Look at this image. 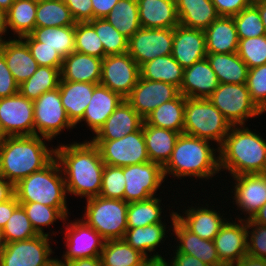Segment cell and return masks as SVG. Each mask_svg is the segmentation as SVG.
<instances>
[{"mask_svg": "<svg viewBox=\"0 0 266 266\" xmlns=\"http://www.w3.org/2000/svg\"><path fill=\"white\" fill-rule=\"evenodd\" d=\"M56 145L55 158L61 166L67 194L85 200L99 196L105 164L98 147L87 139Z\"/></svg>", "mask_w": 266, "mask_h": 266, "instance_id": "1", "label": "cell"}, {"mask_svg": "<svg viewBox=\"0 0 266 266\" xmlns=\"http://www.w3.org/2000/svg\"><path fill=\"white\" fill-rule=\"evenodd\" d=\"M46 142L51 140L38 135L6 136L0 146V176L15 186L46 167L55 158V147Z\"/></svg>", "mask_w": 266, "mask_h": 266, "instance_id": "2", "label": "cell"}, {"mask_svg": "<svg viewBox=\"0 0 266 266\" xmlns=\"http://www.w3.org/2000/svg\"><path fill=\"white\" fill-rule=\"evenodd\" d=\"M247 125H232L219 147L220 172L232 176L266 173V139Z\"/></svg>", "mask_w": 266, "mask_h": 266, "instance_id": "3", "label": "cell"}, {"mask_svg": "<svg viewBox=\"0 0 266 266\" xmlns=\"http://www.w3.org/2000/svg\"><path fill=\"white\" fill-rule=\"evenodd\" d=\"M216 147L211 141L181 133L168 162L163 166L165 180L169 175L179 180L194 177L209 182L214 176H219L216 174L221 176L219 148Z\"/></svg>", "mask_w": 266, "mask_h": 266, "instance_id": "4", "label": "cell"}, {"mask_svg": "<svg viewBox=\"0 0 266 266\" xmlns=\"http://www.w3.org/2000/svg\"><path fill=\"white\" fill-rule=\"evenodd\" d=\"M18 202H37L56 208H68L67 191L61 166L54 158L46 167L20 180L14 186Z\"/></svg>", "mask_w": 266, "mask_h": 266, "instance_id": "5", "label": "cell"}, {"mask_svg": "<svg viewBox=\"0 0 266 266\" xmlns=\"http://www.w3.org/2000/svg\"><path fill=\"white\" fill-rule=\"evenodd\" d=\"M231 127L208 98H186L183 133L211 141L219 148Z\"/></svg>", "mask_w": 266, "mask_h": 266, "instance_id": "6", "label": "cell"}, {"mask_svg": "<svg viewBox=\"0 0 266 266\" xmlns=\"http://www.w3.org/2000/svg\"><path fill=\"white\" fill-rule=\"evenodd\" d=\"M82 220L105 240L123 239L127 227L128 202L101 196L86 199Z\"/></svg>", "mask_w": 266, "mask_h": 266, "instance_id": "7", "label": "cell"}, {"mask_svg": "<svg viewBox=\"0 0 266 266\" xmlns=\"http://www.w3.org/2000/svg\"><path fill=\"white\" fill-rule=\"evenodd\" d=\"M208 99L231 125H246L248 119L263 115L251 100L246 83H220Z\"/></svg>", "mask_w": 266, "mask_h": 266, "instance_id": "8", "label": "cell"}, {"mask_svg": "<svg viewBox=\"0 0 266 266\" xmlns=\"http://www.w3.org/2000/svg\"><path fill=\"white\" fill-rule=\"evenodd\" d=\"M34 135L43 136L51 141L64 130L75 129L61 102L59 87L43 93L33 101Z\"/></svg>", "mask_w": 266, "mask_h": 266, "instance_id": "9", "label": "cell"}, {"mask_svg": "<svg viewBox=\"0 0 266 266\" xmlns=\"http://www.w3.org/2000/svg\"><path fill=\"white\" fill-rule=\"evenodd\" d=\"M99 151L105 165L125 167L149 162L143 127L117 140H90Z\"/></svg>", "mask_w": 266, "mask_h": 266, "instance_id": "10", "label": "cell"}, {"mask_svg": "<svg viewBox=\"0 0 266 266\" xmlns=\"http://www.w3.org/2000/svg\"><path fill=\"white\" fill-rule=\"evenodd\" d=\"M66 221L63 224L66 249L61 260L67 263L71 260L100 256L106 240L81 218L72 221L67 217Z\"/></svg>", "mask_w": 266, "mask_h": 266, "instance_id": "11", "label": "cell"}, {"mask_svg": "<svg viewBox=\"0 0 266 266\" xmlns=\"http://www.w3.org/2000/svg\"><path fill=\"white\" fill-rule=\"evenodd\" d=\"M125 202L144 201L158 196L165 183L163 167L155 162H144L124 167Z\"/></svg>", "mask_w": 266, "mask_h": 266, "instance_id": "12", "label": "cell"}, {"mask_svg": "<svg viewBox=\"0 0 266 266\" xmlns=\"http://www.w3.org/2000/svg\"><path fill=\"white\" fill-rule=\"evenodd\" d=\"M174 28H140L128 39V53L141 67L159 56L172 54Z\"/></svg>", "mask_w": 266, "mask_h": 266, "instance_id": "13", "label": "cell"}, {"mask_svg": "<svg viewBox=\"0 0 266 266\" xmlns=\"http://www.w3.org/2000/svg\"><path fill=\"white\" fill-rule=\"evenodd\" d=\"M53 237L39 234L28 240L6 243L0 266H46L54 257Z\"/></svg>", "mask_w": 266, "mask_h": 266, "instance_id": "14", "label": "cell"}, {"mask_svg": "<svg viewBox=\"0 0 266 266\" xmlns=\"http://www.w3.org/2000/svg\"><path fill=\"white\" fill-rule=\"evenodd\" d=\"M233 181L230 182L232 188L229 197L233 200L234 207L244 214V218L239 214L234 219L248 220L266 203V173L265 174H242L230 177Z\"/></svg>", "mask_w": 266, "mask_h": 266, "instance_id": "15", "label": "cell"}, {"mask_svg": "<svg viewBox=\"0 0 266 266\" xmlns=\"http://www.w3.org/2000/svg\"><path fill=\"white\" fill-rule=\"evenodd\" d=\"M140 77V67L129 53L107 55L102 60L100 85L120 94L124 99Z\"/></svg>", "mask_w": 266, "mask_h": 266, "instance_id": "16", "label": "cell"}, {"mask_svg": "<svg viewBox=\"0 0 266 266\" xmlns=\"http://www.w3.org/2000/svg\"><path fill=\"white\" fill-rule=\"evenodd\" d=\"M34 105L19 92L0 98V127L6 136L34 135Z\"/></svg>", "mask_w": 266, "mask_h": 266, "instance_id": "17", "label": "cell"}, {"mask_svg": "<svg viewBox=\"0 0 266 266\" xmlns=\"http://www.w3.org/2000/svg\"><path fill=\"white\" fill-rule=\"evenodd\" d=\"M179 88L162 81L139 77L137 84L125 100L143 118L165 102L175 99Z\"/></svg>", "mask_w": 266, "mask_h": 266, "instance_id": "18", "label": "cell"}, {"mask_svg": "<svg viewBox=\"0 0 266 266\" xmlns=\"http://www.w3.org/2000/svg\"><path fill=\"white\" fill-rule=\"evenodd\" d=\"M199 204L197 206H193L192 203L190 207L187 206V208L186 206H184L185 209L183 208L182 211L180 210V212H182L181 214L180 212L178 213L179 207H177L178 210L176 211V218L189 231L195 233L200 238L213 241L215 236L220 231V228L228 220V218L224 216L226 213H223L225 212L223 210L225 205H223V208L220 209V207L218 206L215 207L214 205H209L208 201L207 203H205V205L201 203ZM212 207H215L217 209L215 210V208Z\"/></svg>", "mask_w": 266, "mask_h": 266, "instance_id": "19", "label": "cell"}, {"mask_svg": "<svg viewBox=\"0 0 266 266\" xmlns=\"http://www.w3.org/2000/svg\"><path fill=\"white\" fill-rule=\"evenodd\" d=\"M231 216L213 239L224 266H231L247 254V220H232Z\"/></svg>", "mask_w": 266, "mask_h": 266, "instance_id": "20", "label": "cell"}, {"mask_svg": "<svg viewBox=\"0 0 266 266\" xmlns=\"http://www.w3.org/2000/svg\"><path fill=\"white\" fill-rule=\"evenodd\" d=\"M173 58L185 69L207 56L204 30L177 25L174 28Z\"/></svg>", "mask_w": 266, "mask_h": 266, "instance_id": "21", "label": "cell"}, {"mask_svg": "<svg viewBox=\"0 0 266 266\" xmlns=\"http://www.w3.org/2000/svg\"><path fill=\"white\" fill-rule=\"evenodd\" d=\"M171 231L177 244L172 247L178 252L194 256L209 266H224L218 258V252L212 240L200 238L189 231L177 218L172 222Z\"/></svg>", "mask_w": 266, "mask_h": 266, "instance_id": "22", "label": "cell"}, {"mask_svg": "<svg viewBox=\"0 0 266 266\" xmlns=\"http://www.w3.org/2000/svg\"><path fill=\"white\" fill-rule=\"evenodd\" d=\"M170 209L171 208L168 209V213L170 215H167V217H170V226H168L167 223H158L144 227L128 228L125 232L123 240L127 244L131 245L134 249L140 251L146 257L162 256L161 253L163 251H160V254H158L159 251L156 250L158 247L161 249V244H165L164 242L167 240L166 238L169 237L166 235V233L170 234L168 232H171L170 228H172V222L176 218V212H174L176 210H171L170 212ZM167 228L168 230L166 231Z\"/></svg>", "mask_w": 266, "mask_h": 266, "instance_id": "23", "label": "cell"}, {"mask_svg": "<svg viewBox=\"0 0 266 266\" xmlns=\"http://www.w3.org/2000/svg\"><path fill=\"white\" fill-rule=\"evenodd\" d=\"M144 119L124 99L89 140H117L139 130Z\"/></svg>", "mask_w": 266, "mask_h": 266, "instance_id": "24", "label": "cell"}, {"mask_svg": "<svg viewBox=\"0 0 266 266\" xmlns=\"http://www.w3.org/2000/svg\"><path fill=\"white\" fill-rule=\"evenodd\" d=\"M123 100L120 94L98 84L93 90L83 118L75 125V128L80 123L82 127L84 121L87 128L89 127L88 130H91L94 135Z\"/></svg>", "mask_w": 266, "mask_h": 266, "instance_id": "25", "label": "cell"}, {"mask_svg": "<svg viewBox=\"0 0 266 266\" xmlns=\"http://www.w3.org/2000/svg\"><path fill=\"white\" fill-rule=\"evenodd\" d=\"M219 84L217 75L205 58L184 69L179 91L186 98H208Z\"/></svg>", "mask_w": 266, "mask_h": 266, "instance_id": "26", "label": "cell"}, {"mask_svg": "<svg viewBox=\"0 0 266 266\" xmlns=\"http://www.w3.org/2000/svg\"><path fill=\"white\" fill-rule=\"evenodd\" d=\"M8 38L0 44V50L3 52L11 74L20 85L35 73L39 65L32 57L28 45L22 38H12V36Z\"/></svg>", "mask_w": 266, "mask_h": 266, "instance_id": "27", "label": "cell"}, {"mask_svg": "<svg viewBox=\"0 0 266 266\" xmlns=\"http://www.w3.org/2000/svg\"><path fill=\"white\" fill-rule=\"evenodd\" d=\"M101 58L74 51L63 58L60 81L99 84L102 69Z\"/></svg>", "mask_w": 266, "mask_h": 266, "instance_id": "28", "label": "cell"}, {"mask_svg": "<svg viewBox=\"0 0 266 266\" xmlns=\"http://www.w3.org/2000/svg\"><path fill=\"white\" fill-rule=\"evenodd\" d=\"M142 28H175L179 25L176 0H137Z\"/></svg>", "mask_w": 266, "mask_h": 266, "instance_id": "29", "label": "cell"}, {"mask_svg": "<svg viewBox=\"0 0 266 266\" xmlns=\"http://www.w3.org/2000/svg\"><path fill=\"white\" fill-rule=\"evenodd\" d=\"M97 85L85 82H59L58 87L62 105L74 125L83 118L93 95V90Z\"/></svg>", "mask_w": 266, "mask_h": 266, "instance_id": "30", "label": "cell"}, {"mask_svg": "<svg viewBox=\"0 0 266 266\" xmlns=\"http://www.w3.org/2000/svg\"><path fill=\"white\" fill-rule=\"evenodd\" d=\"M207 53H235L238 35L233 17L219 16L204 30Z\"/></svg>", "mask_w": 266, "mask_h": 266, "instance_id": "31", "label": "cell"}, {"mask_svg": "<svg viewBox=\"0 0 266 266\" xmlns=\"http://www.w3.org/2000/svg\"><path fill=\"white\" fill-rule=\"evenodd\" d=\"M179 24L205 30L219 14L211 0H176Z\"/></svg>", "mask_w": 266, "mask_h": 266, "instance_id": "32", "label": "cell"}, {"mask_svg": "<svg viewBox=\"0 0 266 266\" xmlns=\"http://www.w3.org/2000/svg\"><path fill=\"white\" fill-rule=\"evenodd\" d=\"M142 127L149 160L163 167L168 162L180 133L145 123Z\"/></svg>", "mask_w": 266, "mask_h": 266, "instance_id": "33", "label": "cell"}, {"mask_svg": "<svg viewBox=\"0 0 266 266\" xmlns=\"http://www.w3.org/2000/svg\"><path fill=\"white\" fill-rule=\"evenodd\" d=\"M206 58L217 75L219 83H246L249 68L237 52L207 53Z\"/></svg>", "mask_w": 266, "mask_h": 266, "instance_id": "34", "label": "cell"}, {"mask_svg": "<svg viewBox=\"0 0 266 266\" xmlns=\"http://www.w3.org/2000/svg\"><path fill=\"white\" fill-rule=\"evenodd\" d=\"M186 97L181 93L173 100L163 103L149 113L144 123L157 128L183 133Z\"/></svg>", "mask_w": 266, "mask_h": 266, "instance_id": "35", "label": "cell"}, {"mask_svg": "<svg viewBox=\"0 0 266 266\" xmlns=\"http://www.w3.org/2000/svg\"><path fill=\"white\" fill-rule=\"evenodd\" d=\"M29 35L40 46L56 50L63 58L75 51V26L35 27Z\"/></svg>", "mask_w": 266, "mask_h": 266, "instance_id": "36", "label": "cell"}, {"mask_svg": "<svg viewBox=\"0 0 266 266\" xmlns=\"http://www.w3.org/2000/svg\"><path fill=\"white\" fill-rule=\"evenodd\" d=\"M184 68L172 54L159 56L140 67V77L152 81H162L180 89L183 82Z\"/></svg>", "mask_w": 266, "mask_h": 266, "instance_id": "37", "label": "cell"}, {"mask_svg": "<svg viewBox=\"0 0 266 266\" xmlns=\"http://www.w3.org/2000/svg\"><path fill=\"white\" fill-rule=\"evenodd\" d=\"M36 12L37 0H14L7 11V26L13 38H22L34 30Z\"/></svg>", "mask_w": 266, "mask_h": 266, "instance_id": "38", "label": "cell"}, {"mask_svg": "<svg viewBox=\"0 0 266 266\" xmlns=\"http://www.w3.org/2000/svg\"><path fill=\"white\" fill-rule=\"evenodd\" d=\"M162 197H152L144 201H135L128 203L127 209V227L138 228L147 225L166 223L162 216L165 210L161 205ZM163 208V209H162ZM163 212V214H162ZM164 219V221H163Z\"/></svg>", "mask_w": 266, "mask_h": 266, "instance_id": "39", "label": "cell"}, {"mask_svg": "<svg viewBox=\"0 0 266 266\" xmlns=\"http://www.w3.org/2000/svg\"><path fill=\"white\" fill-rule=\"evenodd\" d=\"M146 258L123 239L106 240L100 255L102 266H141Z\"/></svg>", "mask_w": 266, "mask_h": 266, "instance_id": "40", "label": "cell"}, {"mask_svg": "<svg viewBox=\"0 0 266 266\" xmlns=\"http://www.w3.org/2000/svg\"><path fill=\"white\" fill-rule=\"evenodd\" d=\"M19 204L23 207L28 219L38 234L50 237L52 234L56 236L54 231L50 234V232H45L44 228L48 227L49 229L51 225H55L54 222L57 220H60L64 224L66 218L69 217V208H56L37 202H19Z\"/></svg>", "mask_w": 266, "mask_h": 266, "instance_id": "41", "label": "cell"}, {"mask_svg": "<svg viewBox=\"0 0 266 266\" xmlns=\"http://www.w3.org/2000/svg\"><path fill=\"white\" fill-rule=\"evenodd\" d=\"M75 25L76 21L63 0H37L35 27Z\"/></svg>", "mask_w": 266, "mask_h": 266, "instance_id": "42", "label": "cell"}, {"mask_svg": "<svg viewBox=\"0 0 266 266\" xmlns=\"http://www.w3.org/2000/svg\"><path fill=\"white\" fill-rule=\"evenodd\" d=\"M61 79L60 70L53 67L39 66L35 73L19 85V93L35 101L43 93L58 88Z\"/></svg>", "mask_w": 266, "mask_h": 266, "instance_id": "43", "label": "cell"}, {"mask_svg": "<svg viewBox=\"0 0 266 266\" xmlns=\"http://www.w3.org/2000/svg\"><path fill=\"white\" fill-rule=\"evenodd\" d=\"M104 19L127 39L141 28L137 0H119Z\"/></svg>", "mask_w": 266, "mask_h": 266, "instance_id": "44", "label": "cell"}, {"mask_svg": "<svg viewBox=\"0 0 266 266\" xmlns=\"http://www.w3.org/2000/svg\"><path fill=\"white\" fill-rule=\"evenodd\" d=\"M89 23L94 27L104 47V57L127 53L128 39L104 18L93 19Z\"/></svg>", "mask_w": 266, "mask_h": 266, "instance_id": "45", "label": "cell"}, {"mask_svg": "<svg viewBox=\"0 0 266 266\" xmlns=\"http://www.w3.org/2000/svg\"><path fill=\"white\" fill-rule=\"evenodd\" d=\"M75 51L104 58L103 44L89 22H77L75 25Z\"/></svg>", "mask_w": 266, "mask_h": 266, "instance_id": "46", "label": "cell"}, {"mask_svg": "<svg viewBox=\"0 0 266 266\" xmlns=\"http://www.w3.org/2000/svg\"><path fill=\"white\" fill-rule=\"evenodd\" d=\"M6 243L28 240L39 235L33 228L23 207L19 205L3 228Z\"/></svg>", "mask_w": 266, "mask_h": 266, "instance_id": "47", "label": "cell"}, {"mask_svg": "<svg viewBox=\"0 0 266 266\" xmlns=\"http://www.w3.org/2000/svg\"><path fill=\"white\" fill-rule=\"evenodd\" d=\"M233 19L236 24L238 39L266 35L259 11L253 4L233 16Z\"/></svg>", "mask_w": 266, "mask_h": 266, "instance_id": "48", "label": "cell"}, {"mask_svg": "<svg viewBox=\"0 0 266 266\" xmlns=\"http://www.w3.org/2000/svg\"><path fill=\"white\" fill-rule=\"evenodd\" d=\"M125 183L124 167L105 165L99 196L124 200Z\"/></svg>", "mask_w": 266, "mask_h": 266, "instance_id": "49", "label": "cell"}, {"mask_svg": "<svg viewBox=\"0 0 266 266\" xmlns=\"http://www.w3.org/2000/svg\"><path fill=\"white\" fill-rule=\"evenodd\" d=\"M237 54L249 69L266 64V35L239 39Z\"/></svg>", "mask_w": 266, "mask_h": 266, "instance_id": "50", "label": "cell"}, {"mask_svg": "<svg viewBox=\"0 0 266 266\" xmlns=\"http://www.w3.org/2000/svg\"><path fill=\"white\" fill-rule=\"evenodd\" d=\"M246 86L251 100L266 113V64L248 70Z\"/></svg>", "mask_w": 266, "mask_h": 266, "instance_id": "51", "label": "cell"}, {"mask_svg": "<svg viewBox=\"0 0 266 266\" xmlns=\"http://www.w3.org/2000/svg\"><path fill=\"white\" fill-rule=\"evenodd\" d=\"M22 39L28 45L32 57L39 66L58 68L61 71L63 57L56 50L40 46V42L34 40L30 35L23 36Z\"/></svg>", "mask_w": 266, "mask_h": 266, "instance_id": "52", "label": "cell"}, {"mask_svg": "<svg viewBox=\"0 0 266 266\" xmlns=\"http://www.w3.org/2000/svg\"><path fill=\"white\" fill-rule=\"evenodd\" d=\"M247 254L266 258V226L251 219L247 220Z\"/></svg>", "mask_w": 266, "mask_h": 266, "instance_id": "53", "label": "cell"}, {"mask_svg": "<svg viewBox=\"0 0 266 266\" xmlns=\"http://www.w3.org/2000/svg\"><path fill=\"white\" fill-rule=\"evenodd\" d=\"M19 85L6 65L3 52L0 50V98L17 94Z\"/></svg>", "mask_w": 266, "mask_h": 266, "instance_id": "54", "label": "cell"}, {"mask_svg": "<svg viewBox=\"0 0 266 266\" xmlns=\"http://www.w3.org/2000/svg\"><path fill=\"white\" fill-rule=\"evenodd\" d=\"M67 5L74 20L77 22H89L93 20V7L91 0H63Z\"/></svg>", "mask_w": 266, "mask_h": 266, "instance_id": "55", "label": "cell"}, {"mask_svg": "<svg viewBox=\"0 0 266 266\" xmlns=\"http://www.w3.org/2000/svg\"><path fill=\"white\" fill-rule=\"evenodd\" d=\"M219 16L233 17L250 6L252 0H211Z\"/></svg>", "mask_w": 266, "mask_h": 266, "instance_id": "56", "label": "cell"}, {"mask_svg": "<svg viewBox=\"0 0 266 266\" xmlns=\"http://www.w3.org/2000/svg\"><path fill=\"white\" fill-rule=\"evenodd\" d=\"M172 248L171 249L173 251V255L170 254V250H168V254H169V259H170V263L171 266H209L208 264L200 261L199 259H197L194 256L188 255V254H182L180 252H178L176 249Z\"/></svg>", "mask_w": 266, "mask_h": 266, "instance_id": "57", "label": "cell"}, {"mask_svg": "<svg viewBox=\"0 0 266 266\" xmlns=\"http://www.w3.org/2000/svg\"><path fill=\"white\" fill-rule=\"evenodd\" d=\"M93 19L105 18L119 0H91Z\"/></svg>", "mask_w": 266, "mask_h": 266, "instance_id": "58", "label": "cell"}, {"mask_svg": "<svg viewBox=\"0 0 266 266\" xmlns=\"http://www.w3.org/2000/svg\"><path fill=\"white\" fill-rule=\"evenodd\" d=\"M15 194L8 200L0 203V228L3 229L10 219L13 211L19 206Z\"/></svg>", "mask_w": 266, "mask_h": 266, "instance_id": "59", "label": "cell"}, {"mask_svg": "<svg viewBox=\"0 0 266 266\" xmlns=\"http://www.w3.org/2000/svg\"><path fill=\"white\" fill-rule=\"evenodd\" d=\"M231 266H266V258L255 257L246 254Z\"/></svg>", "mask_w": 266, "mask_h": 266, "instance_id": "60", "label": "cell"}, {"mask_svg": "<svg viewBox=\"0 0 266 266\" xmlns=\"http://www.w3.org/2000/svg\"><path fill=\"white\" fill-rule=\"evenodd\" d=\"M14 194V185L0 176V203L10 199Z\"/></svg>", "mask_w": 266, "mask_h": 266, "instance_id": "61", "label": "cell"}, {"mask_svg": "<svg viewBox=\"0 0 266 266\" xmlns=\"http://www.w3.org/2000/svg\"><path fill=\"white\" fill-rule=\"evenodd\" d=\"M67 266H102L100 256L68 261Z\"/></svg>", "mask_w": 266, "mask_h": 266, "instance_id": "62", "label": "cell"}, {"mask_svg": "<svg viewBox=\"0 0 266 266\" xmlns=\"http://www.w3.org/2000/svg\"><path fill=\"white\" fill-rule=\"evenodd\" d=\"M164 257V255L159 257H147L142 262L141 266H171L170 260Z\"/></svg>", "mask_w": 266, "mask_h": 266, "instance_id": "63", "label": "cell"}, {"mask_svg": "<svg viewBox=\"0 0 266 266\" xmlns=\"http://www.w3.org/2000/svg\"><path fill=\"white\" fill-rule=\"evenodd\" d=\"M8 26H7V12L0 9V44L6 41V37L8 36Z\"/></svg>", "mask_w": 266, "mask_h": 266, "instance_id": "64", "label": "cell"}, {"mask_svg": "<svg viewBox=\"0 0 266 266\" xmlns=\"http://www.w3.org/2000/svg\"><path fill=\"white\" fill-rule=\"evenodd\" d=\"M251 220L254 223L266 226V203L253 215Z\"/></svg>", "mask_w": 266, "mask_h": 266, "instance_id": "65", "label": "cell"}, {"mask_svg": "<svg viewBox=\"0 0 266 266\" xmlns=\"http://www.w3.org/2000/svg\"><path fill=\"white\" fill-rule=\"evenodd\" d=\"M259 11L261 20L263 22L266 34V0L263 1H256L252 3Z\"/></svg>", "mask_w": 266, "mask_h": 266, "instance_id": "66", "label": "cell"}, {"mask_svg": "<svg viewBox=\"0 0 266 266\" xmlns=\"http://www.w3.org/2000/svg\"><path fill=\"white\" fill-rule=\"evenodd\" d=\"M13 3L14 0H0V9L7 12Z\"/></svg>", "mask_w": 266, "mask_h": 266, "instance_id": "67", "label": "cell"}, {"mask_svg": "<svg viewBox=\"0 0 266 266\" xmlns=\"http://www.w3.org/2000/svg\"><path fill=\"white\" fill-rule=\"evenodd\" d=\"M5 247H6V242L4 239L3 229L0 228V261H1L2 254L5 250Z\"/></svg>", "mask_w": 266, "mask_h": 266, "instance_id": "68", "label": "cell"}, {"mask_svg": "<svg viewBox=\"0 0 266 266\" xmlns=\"http://www.w3.org/2000/svg\"><path fill=\"white\" fill-rule=\"evenodd\" d=\"M52 259L46 266H67L65 262H63L61 259L56 258Z\"/></svg>", "mask_w": 266, "mask_h": 266, "instance_id": "69", "label": "cell"}, {"mask_svg": "<svg viewBox=\"0 0 266 266\" xmlns=\"http://www.w3.org/2000/svg\"><path fill=\"white\" fill-rule=\"evenodd\" d=\"M5 138H6V135L3 133L0 127V146L4 143Z\"/></svg>", "mask_w": 266, "mask_h": 266, "instance_id": "70", "label": "cell"}]
</instances>
